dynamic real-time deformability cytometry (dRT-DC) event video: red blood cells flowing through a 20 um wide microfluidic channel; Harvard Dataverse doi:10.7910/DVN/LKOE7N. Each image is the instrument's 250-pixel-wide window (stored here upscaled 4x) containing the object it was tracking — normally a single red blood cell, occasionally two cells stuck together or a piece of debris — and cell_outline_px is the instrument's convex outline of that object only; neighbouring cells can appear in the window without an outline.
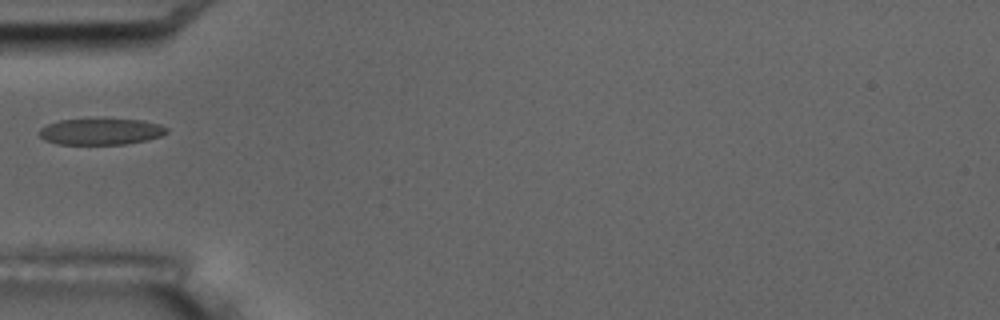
{"species": "common noctule bat (a hibernating species)", "species_latin": "Nyctalus noctula", "temperature_condition": "room temperature", "stored_images_in_passage": 5, "camera_frame_rate_fps": 3000, "um_per_image_px": 0.085, "animal": {"sex": "male", "body_mass_g": 17.5, "forearm_length_mm": 52.3}, "frame": {"image": 1, "passage_image": 5, "time_ms": 5.333, "image_size_px": [1000, 320], "cell_outline_px": [[168, 132], [160, 136], [148, 140], [124, 144], [56, 144], [44, 140], [36, 132], [40, 128], [48, 124], [60, 120], [100, 116], [144, 120], [160, 124], [168, 128]], "centroid_in_image_um": [8.57, 11.13], "position_along_channel_um": 76.4, "area_um2": 20.63}}